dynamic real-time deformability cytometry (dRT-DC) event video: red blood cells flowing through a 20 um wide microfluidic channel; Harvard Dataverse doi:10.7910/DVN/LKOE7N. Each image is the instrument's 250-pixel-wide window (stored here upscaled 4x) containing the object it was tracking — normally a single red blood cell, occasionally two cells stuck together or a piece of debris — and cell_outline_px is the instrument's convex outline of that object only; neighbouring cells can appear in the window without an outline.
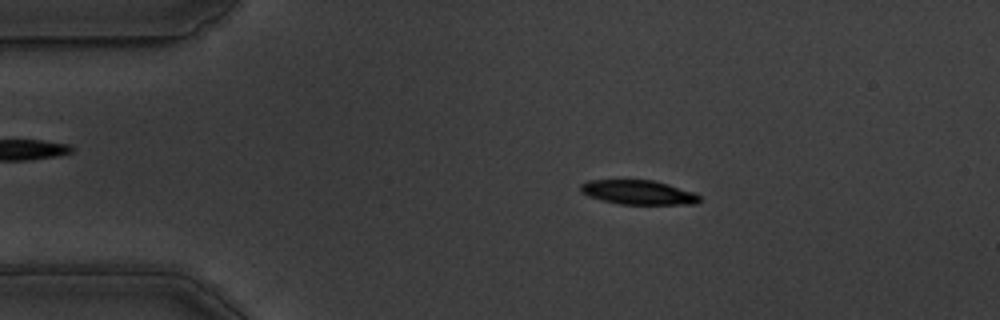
{"species": "common noctule bat (a hibernating species)", "species_latin": "Nyctalus noctula", "temperature_condition": "warm", "stored_images_in_passage": 56, "camera_frame_rate_fps": 3000, "um_per_image_px": 0.085, "animal": {"sex": "male", "body_mass_g": 19.5, "forearm_length_mm": 54.6}, "frame": {"image": 1, "passage_image": 10, "time_ms": 3.0, "image_size_px": [1000, 320], "cell_outline_px": [[700, 200], [696, 204], [620, 204], [588, 196], [580, 192], [580, 184], [588, 180], [652, 180], [668, 184], [696, 192], [700, 196]], "centroid_in_image_um": [54.27, 16.34], "position_along_channel_um": 30.7, "area_um2": 16.88}}
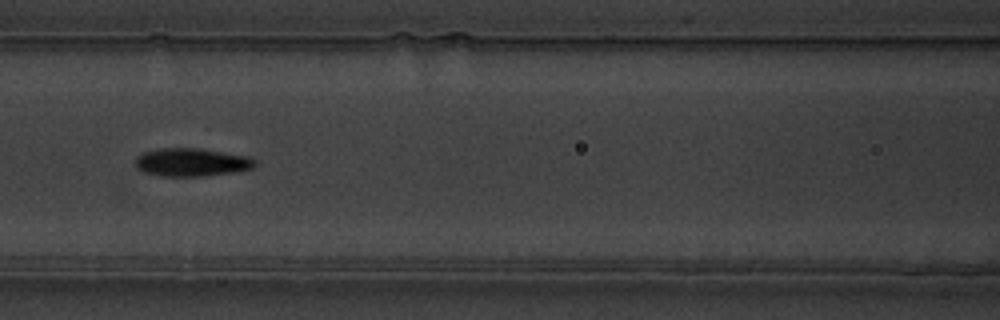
{"frame": {"image": 2, "passage_image": 24, "time_ms": 7.667, "image_size_px": [1000, 320], "cell_outline_px": [[256, 164], [252, 168], [236, 172], [204, 176], [160, 176], [144, 172], [136, 168], [136, 156], [144, 152], [160, 148], [200, 148], [248, 156], [256, 160]], "centroid_in_image_um": [16.29, 13.79], "position_along_channel_um": 150.3, "area_um2": 19.71}}
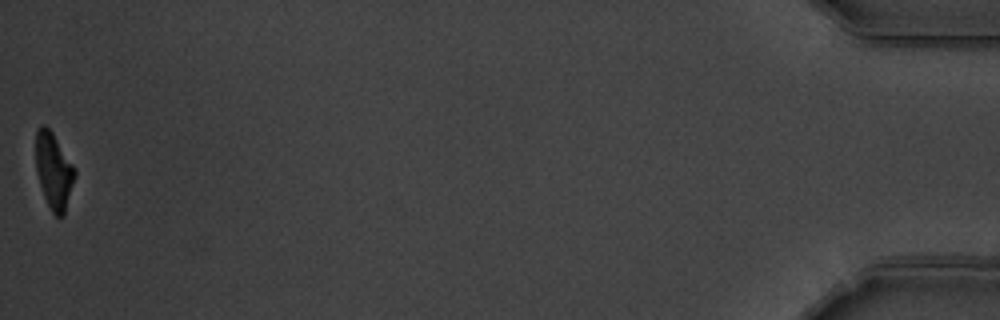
{"frame": {"image": 3, "passage_image": 56, "time_ms": 18.333, "image_size_px": [1000, 320], "cell_outline_px": [[76, 176], [64, 216], [56, 216], [52, 212], [44, 196], [36, 172], [36, 128], [44, 124], [52, 132], [76, 168]], "centroid_in_image_um": [4.58, 14.52], "position_along_channel_um": 430.6, "area_um2": 17.4}, "authors_computed_cell_mechanics": {"area_um2": 18.7561, "velocity_mm_per_s": 3.5628, "shape_relaxation_time_tau1_ms": 2.9629, "shape_relaxation_time_tau2_ms": 2.4705, "deformation_change_tau1": 0.1529, "deformation_change_tau2": 0.0723}}